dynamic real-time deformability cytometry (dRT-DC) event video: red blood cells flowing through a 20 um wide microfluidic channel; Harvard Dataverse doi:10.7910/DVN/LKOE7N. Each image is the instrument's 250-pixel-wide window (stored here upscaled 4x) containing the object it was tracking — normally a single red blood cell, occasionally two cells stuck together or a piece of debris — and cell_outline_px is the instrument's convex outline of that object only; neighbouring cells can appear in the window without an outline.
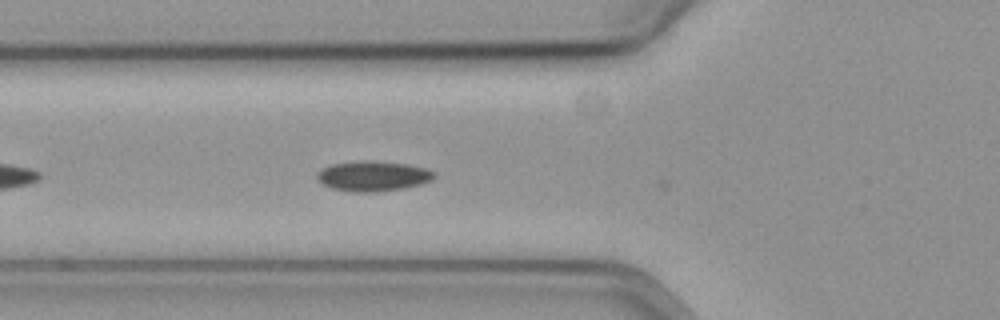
{"species": "common noctule bat (a hibernating species)", "species_latin": "Nyctalus noctula", "temperature_condition": "cold", "stored_images_in_passage": 26, "camera_frame_rate_fps": 3000, "um_per_image_px": 0.085, "animal": {"sex": "female", "body_mass_g": 19.3, "forearm_length_mm": 54.1}, "frame": {"image": 1, "passage_image": 2, "time_ms": 0.333, "image_size_px": [1000, 320], "cell_outline_px": [[436, 176], [432, 180], [420, 184], [404, 188], [376, 192], [352, 192], [332, 188], [316, 180], [316, 176], [324, 168], [332, 164], [364, 160], [372, 160], [408, 164], [424, 168], [436, 172]], "centroid_in_image_um": [31.73, 14.96], "position_along_channel_um": 94.1, "area_um2": 20.58}}
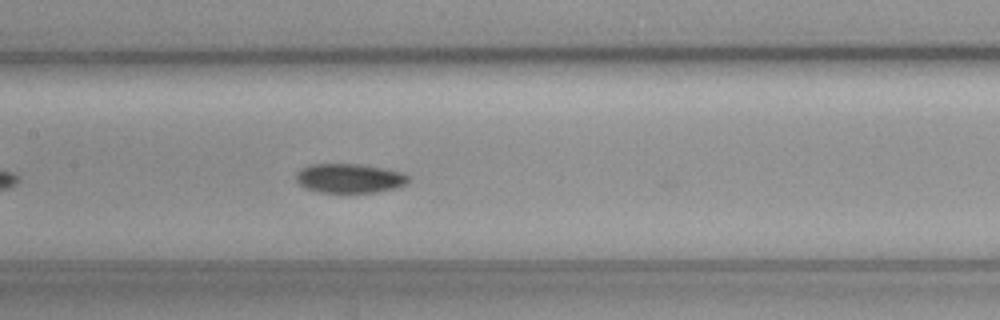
{"frame": {"image": 2, "passage_image": 9, "time_ms": 2.667, "image_size_px": [1000, 320], "cell_outline_px": [[408, 184], [396, 188], [376, 192], [316, 192], [304, 188], [296, 180], [296, 172], [300, 168], [308, 164], [360, 164], [384, 168], [400, 172], [408, 176]], "centroid_in_image_um": [29.67, 15.15], "position_along_channel_um": 177.7, "area_um2": 19.31}}